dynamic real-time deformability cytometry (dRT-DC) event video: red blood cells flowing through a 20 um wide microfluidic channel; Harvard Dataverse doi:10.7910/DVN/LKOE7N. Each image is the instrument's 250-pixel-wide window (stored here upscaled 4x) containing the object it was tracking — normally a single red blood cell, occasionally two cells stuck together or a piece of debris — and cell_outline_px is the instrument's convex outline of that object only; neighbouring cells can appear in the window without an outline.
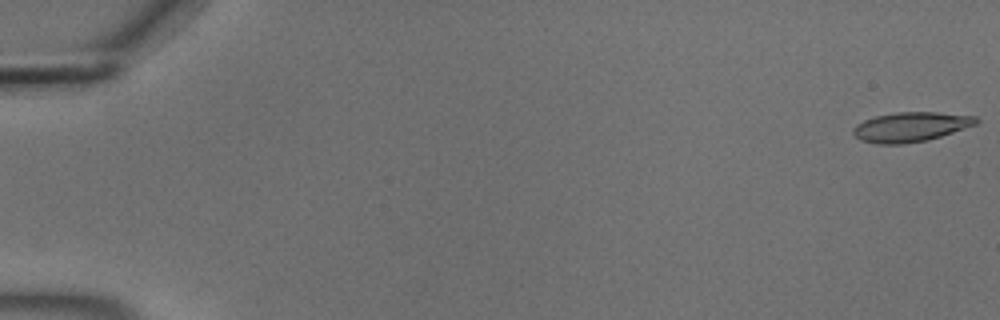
{"species": "common noctule bat (a hibernating species)", "species_latin": "Nyctalus noctula", "temperature_condition": "cold", "stored_images_in_passage": 53, "camera_frame_rate_fps": 3000, "um_per_image_px": 0.085, "animal": {"sex": "male", "body_mass_g": 18.8}, "frame": {"image": 1, "passage_image": 1, "time_ms": 0.0, "image_size_px": [1000, 320], "cell_outline_px": [[980, 120], [976, 124], [928, 140], [904, 144], [876, 144], [860, 140], [852, 132], [852, 128], [856, 124], [864, 120], [876, 116], [896, 112], [936, 112], [976, 116]], "centroid_in_image_um": [77.38, 10.79], "position_along_channel_um": 7.6, "area_um2": 21.21}}
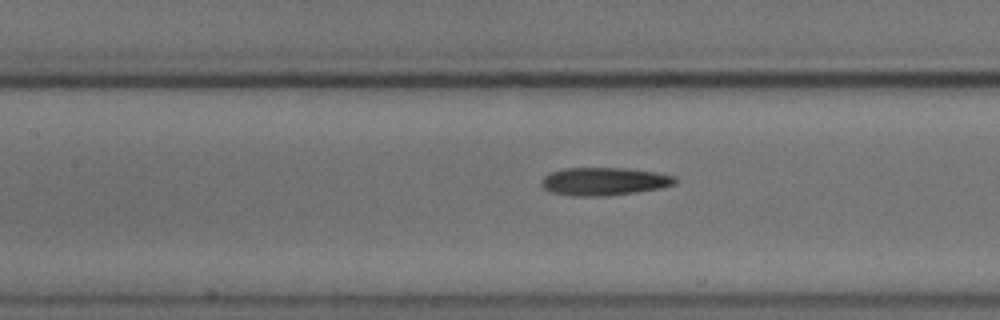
{"frame": {"image": 2, "passage_image": 26, "time_ms": 8.333, "image_size_px": [1000, 320], "cell_outline_px": [[676, 184], [660, 188], [636, 192], [608, 196], [572, 196], [552, 192], [544, 188], [540, 184], [540, 180], [548, 172], [564, 168], [624, 168], [652, 172], [676, 176]], "centroid_in_image_um": [51.3, 15.42], "position_along_channel_um": 156.1, "area_um2": 21.85}}
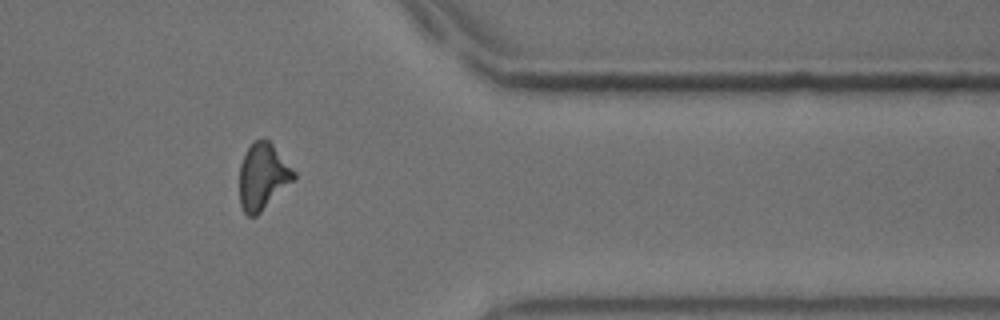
{"frame": {"image": 3, "passage_image": 46, "time_ms": 15.0, "image_size_px": [1000, 320], "cell_outline_px": [[296, 180], [256, 216], [248, 216], [244, 212], [240, 204], [240, 164], [248, 148], [256, 140], [268, 140], [272, 144], [296, 172]], "centroid_in_image_um": [22.37, 15.04], "position_along_channel_um": 389.0, "area_um2": 20.92}, "authors_computed_cell_mechanics": {"area_um2": 21.3282, "velocity_mm_per_s": 3.6908, "shape_relaxation_time_tau1_ms": 6.6569, "shape_relaxation_time_tau2_ms": 4.2108, "deformation_change_tau1": 0.1895, "deformation_change_tau2": 0.1498}}